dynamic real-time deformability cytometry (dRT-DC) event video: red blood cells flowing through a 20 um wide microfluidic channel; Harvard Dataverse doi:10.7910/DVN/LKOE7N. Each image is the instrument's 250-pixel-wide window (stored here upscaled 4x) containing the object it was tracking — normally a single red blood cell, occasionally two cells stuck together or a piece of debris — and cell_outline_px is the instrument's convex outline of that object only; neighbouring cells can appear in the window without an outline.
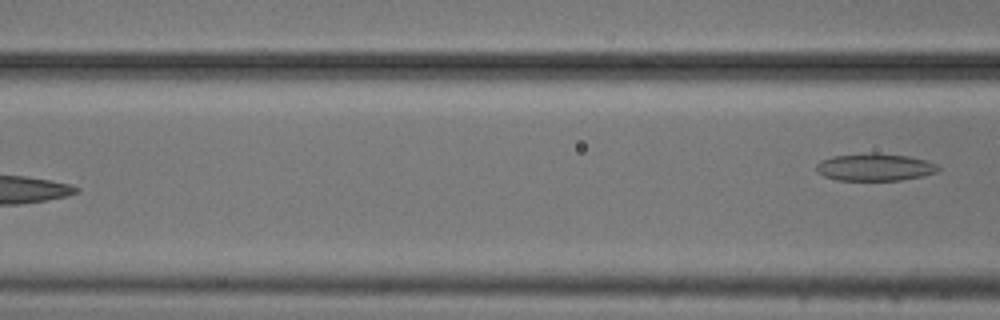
{"species": "common noctule bat (a hibernating species)", "species_latin": "Nyctalus noctula", "temperature_condition": "cold", "stored_images_in_passage": 6, "camera_frame_rate_fps": 3000, "um_per_image_px": 0.085, "animal": {"sex": "male", "body_mass_g": 20.5, "forearm_length_mm": 52.5}, "frame": {"image": 1, "passage_image": 6, "time_ms": 1.667, "image_size_px": [1000, 320], "cell_outline_px": [[940, 168], [936, 172], [920, 176], [900, 180], [836, 180], [824, 176], [816, 168], [816, 164], [820, 160], [832, 156], [868, 152], [876, 152], [908, 156], [924, 160], [936, 164]], "centroid_in_image_um": [74.32, 14.19], "position_along_channel_um": 92.3, "area_um2": 19.42}}